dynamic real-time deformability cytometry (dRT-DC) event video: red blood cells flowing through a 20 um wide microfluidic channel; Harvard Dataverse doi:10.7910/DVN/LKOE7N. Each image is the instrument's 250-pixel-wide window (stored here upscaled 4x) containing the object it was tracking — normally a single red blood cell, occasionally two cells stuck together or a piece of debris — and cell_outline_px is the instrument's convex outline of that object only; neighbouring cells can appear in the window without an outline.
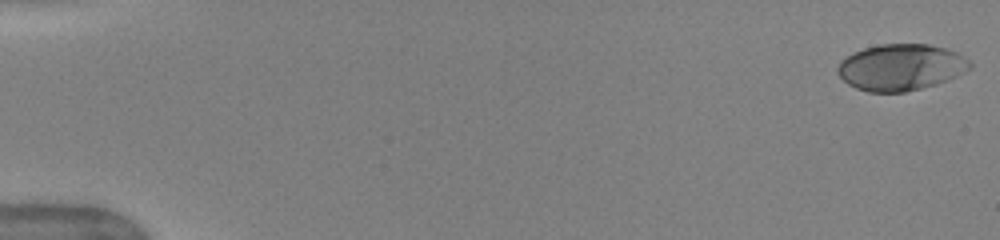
{"species": "human", "species_latin": "Homo sapiens", "temperature_condition": "warm", "stored_images_in_passage": 51, "camera_frame_rate_fps": 3000, "um_per_image_px": 0.085, "donor": {"sex": "female"}, "frame": {"image": 1, "passage_image": 1, "time_ms": 0.0, "image_size_px": [1000, 240], "cell_outline_px": [[972, 68], [948, 80], [936, 84], [904, 92], [868, 92], [856, 88], [848, 84], [836, 72], [836, 68], [840, 60], [864, 48], [880, 44], [928, 44], [944, 48], [956, 52], [968, 60], [972, 64]], "centroid_in_image_um": [76.56, 5.72], "position_along_channel_um": 8.4, "area_um2": 35.66}}
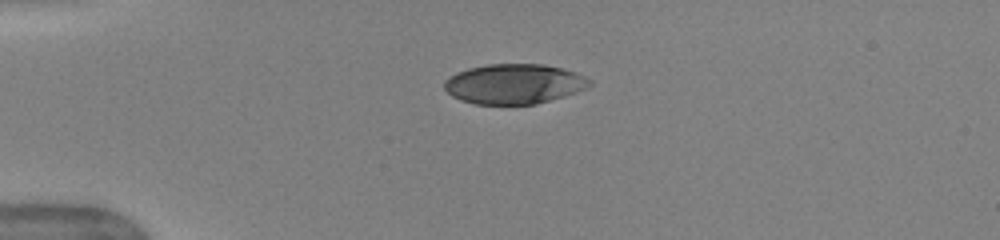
{"frame": {"image": 2, "passage_image": 13, "time_ms": 4.0, "image_size_px": [1000, 240], "cell_outline_px": [[592, 84], [576, 92], [564, 96], [536, 104], [476, 104], [460, 100], [452, 96], [444, 88], [444, 80], [456, 72], [468, 68], [488, 64], [544, 64], [564, 68], [576, 72], [592, 80]], "centroid_in_image_um": [43.69, 7.12], "position_along_channel_um": 41.3, "area_um2": 33.93}}
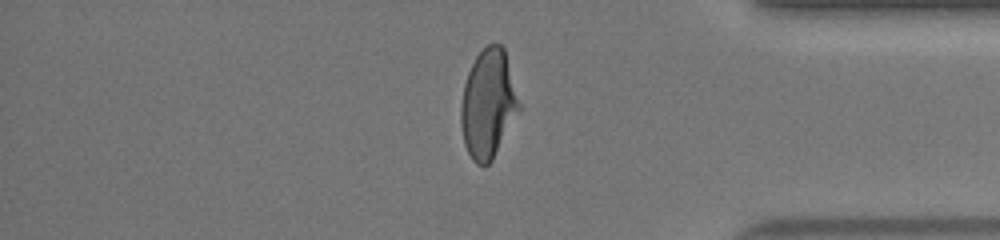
{"frame": {"image": 3, "passage_image": 43, "time_ms": 14.0, "image_size_px": [1000, 240], "cell_outline_px": [[520, 108], [492, 160], [484, 168], [476, 164], [472, 160], [464, 144], [460, 124], [460, 108], [464, 84], [468, 72], [476, 56], [488, 44], [500, 44], [504, 48], [520, 104]], "centroid_in_image_um": [41.46, 8.86], "position_along_channel_um": 393.7, "area_um2": 36.53}, "authors_computed_cell_mechanics": {"area_um2": 36.4718, "velocity_mm_per_s": 4.0596, "shape_relaxation_time_tau1_ms": 3.8002, "shape_relaxation_time_tau2_ms": null, "deformation_change_tau1": 0.1915, "deformation_change_tau2": null}}